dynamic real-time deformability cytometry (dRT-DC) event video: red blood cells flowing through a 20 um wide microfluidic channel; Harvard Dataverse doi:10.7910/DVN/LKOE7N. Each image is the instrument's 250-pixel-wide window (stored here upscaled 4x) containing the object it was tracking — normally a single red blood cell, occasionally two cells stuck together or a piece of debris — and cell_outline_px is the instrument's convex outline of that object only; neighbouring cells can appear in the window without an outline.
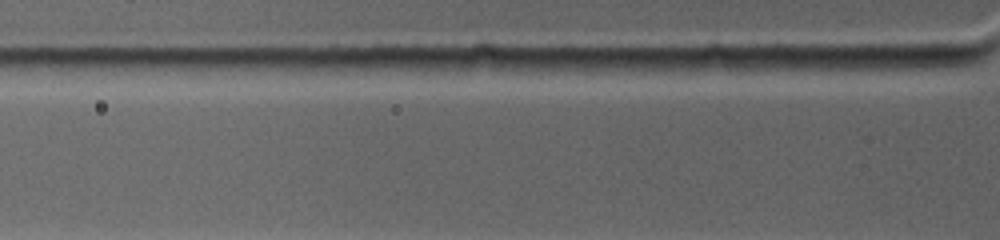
{"species": "common noctule bat (a hibernating species)", "species_latin": "Nyctalus noctula", "temperature_condition": "warm", "stored_images_in_passage": 2, "camera_frame_rate_fps": 4500, "um_per_image_px": 0.085, "animal": {"sex": "female", "body_mass_g": 19.0, "forearm_length_mm": 53.3}, "frame": {"image": 1, "passage_image": 2, "time_ms": 1.111, "image_size_px": [1000, 240], "cell_outline_px": [[980, 60], [972, 64], [948, 68], [844, 68], [844, 64], [852, 56], [976, 56]], "centroid_in_image_um": [77.29, 5.26], "position_along_channel_um": 48.5, "area_um2": 10.81}}